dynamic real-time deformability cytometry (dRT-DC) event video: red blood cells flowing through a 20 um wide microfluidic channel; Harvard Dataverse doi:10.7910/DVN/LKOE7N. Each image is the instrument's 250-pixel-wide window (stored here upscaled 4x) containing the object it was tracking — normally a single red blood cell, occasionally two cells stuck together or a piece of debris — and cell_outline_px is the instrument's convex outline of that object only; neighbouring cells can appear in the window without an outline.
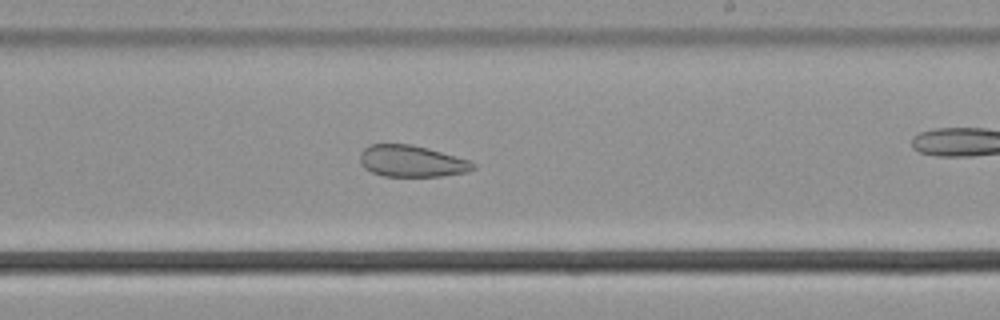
{"species": "common noctule bat (a hibernating species)", "species_latin": "Nyctalus noctula", "temperature_condition": "cold", "stored_images_in_passage": 40, "camera_frame_rate_fps": 3000, "um_per_image_px": 0.085, "animal": {"sex": "male", "body_mass_g": 21.5, "forearm_length_mm": 52.0}, "frame": {"image": 1, "passage_image": 29, "time_ms": 9.333, "image_size_px": [1000, 320], "cell_outline_px": [[476, 168], [468, 172], [440, 176], [384, 176], [372, 172], [364, 168], [360, 160], [360, 152], [368, 144], [408, 144], [428, 148], [468, 160], [476, 164]], "centroid_in_image_um": [34.98, 13.7], "position_along_channel_um": 254.0, "area_um2": 20.75}}